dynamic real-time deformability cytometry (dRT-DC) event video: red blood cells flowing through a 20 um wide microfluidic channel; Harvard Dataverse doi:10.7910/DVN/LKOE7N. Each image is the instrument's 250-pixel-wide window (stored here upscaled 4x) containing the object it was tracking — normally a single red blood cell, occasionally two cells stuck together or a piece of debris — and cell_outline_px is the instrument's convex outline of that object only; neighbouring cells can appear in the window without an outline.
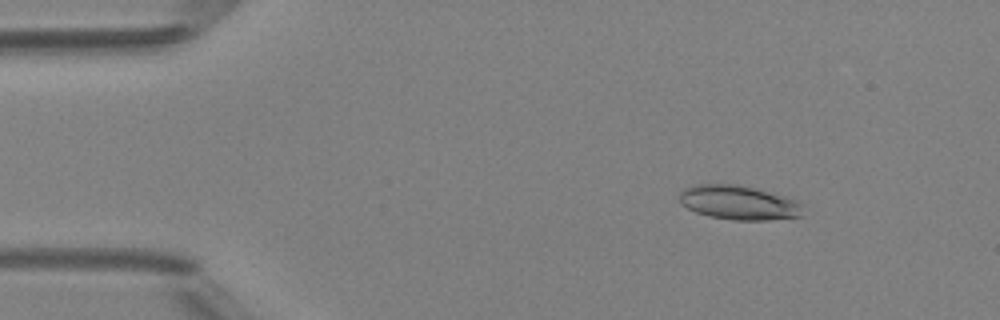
{"species": "Egyptian fruit bat (a non-hibernating species)", "species_latin": "Rousettus aegyptiacus", "temperature_condition": "room temperature", "stored_images_in_passage": 49, "camera_frame_rate_fps": 3000, "um_per_image_px": 0.085, "animal": {"sex": "female"}, "frame": {"image": 1, "passage_image": 7, "time_ms": 2.0, "image_size_px": [1000, 320], "cell_outline_px": [[804, 204], [800, 216], [768, 220], [732, 220], [708, 216], [696, 212], [680, 204], [680, 192], [684, 188], [696, 184], [736, 184], [800, 200]], "centroid_in_image_um": [62.79, 17.22], "position_along_channel_um": 22.2, "area_um2": 24.68}}
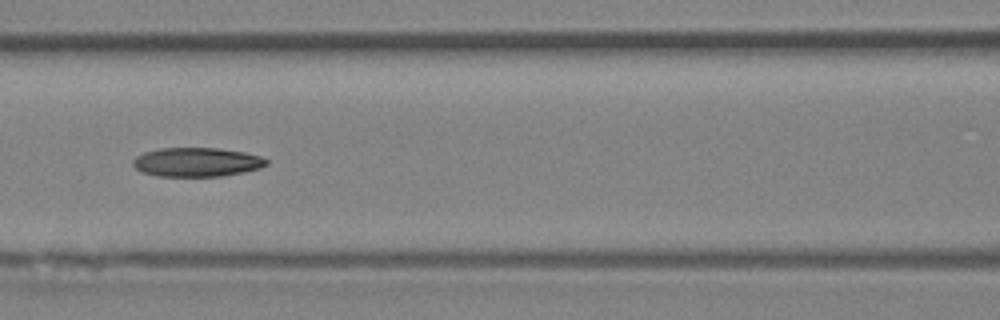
{"frame": {"image": 2, "passage_image": 22, "time_ms": 7.0, "image_size_px": [1000, 320], "cell_outline_px": [[268, 164], [260, 168], [244, 172], [220, 176], [156, 176], [140, 172], [132, 164], [132, 160], [136, 156], [144, 152], [160, 148], [220, 148], [244, 152], [260, 156], [268, 160]], "centroid_in_image_um": [16.71, 13.78], "position_along_channel_um": 149.9, "area_um2": 22.72}}
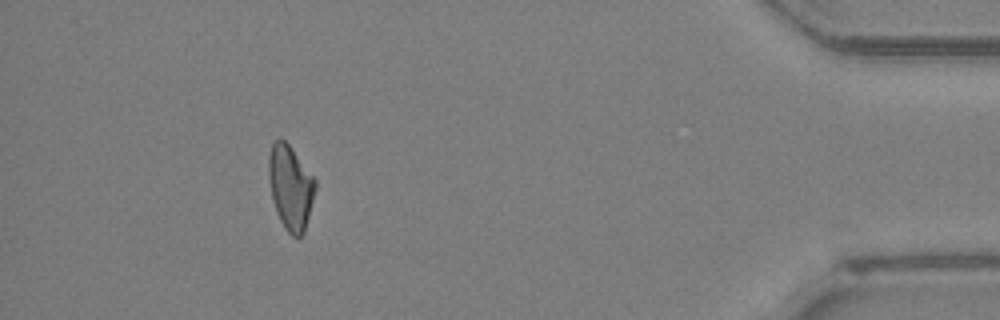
{"frame": {"image": 3, "passage_image": 45, "time_ms": 14.667, "image_size_px": [1000, 320], "cell_outline_px": [[316, 188], [304, 232], [300, 236], [292, 236], [284, 228], [276, 212], [272, 200], [268, 180], [268, 156], [272, 144], [276, 140], [284, 140], [288, 144], [316, 180]], "centroid_in_image_um": [24.67, 15.94], "position_along_channel_um": 410.5, "area_um2": 22.77}, "authors_computed_cell_mechanics": {"area_um2": 23.0044, "velocity_mm_per_s": 4.177, "shape_relaxation_time_tau1_ms": null, "shape_relaxation_time_tau2_ms": 5.4065, "deformation_change_tau1": null, "deformation_change_tau2": 0.1432}}